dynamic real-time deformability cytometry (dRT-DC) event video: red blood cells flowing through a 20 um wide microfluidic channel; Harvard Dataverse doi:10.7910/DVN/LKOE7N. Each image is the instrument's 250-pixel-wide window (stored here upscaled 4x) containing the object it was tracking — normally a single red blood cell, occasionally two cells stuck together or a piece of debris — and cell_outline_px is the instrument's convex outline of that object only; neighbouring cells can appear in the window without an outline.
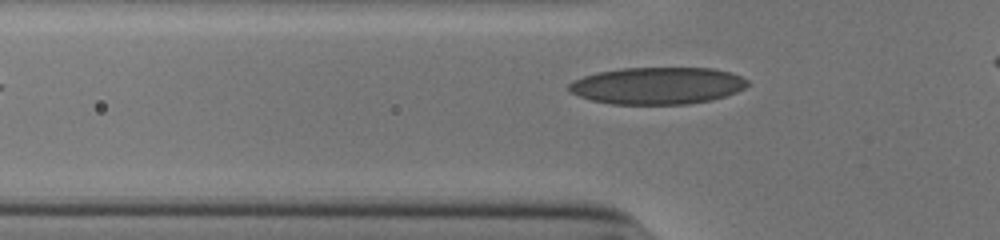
{"species": "human", "species_latin": "Homo sapiens", "temperature_condition": "cold", "stored_images_in_passage": 27, "camera_frame_rate_fps": 3000, "um_per_image_px": 0.085, "donor": {"sex": "male"}, "frame": {"image": 1, "passage_image": 2, "time_ms": 0.333, "image_size_px": [1000, 240], "cell_outline_px": [[748, 84], [744, 88], [736, 92], [712, 100], [688, 104], [612, 104], [592, 100], [580, 96], [572, 92], [568, 88], [568, 84], [584, 76], [596, 72], [620, 68], [712, 68], [732, 72], [748, 80]], "centroid_in_image_um": [55.9, 7.28], "position_along_channel_um": 69.9, "area_um2": 38.49}}
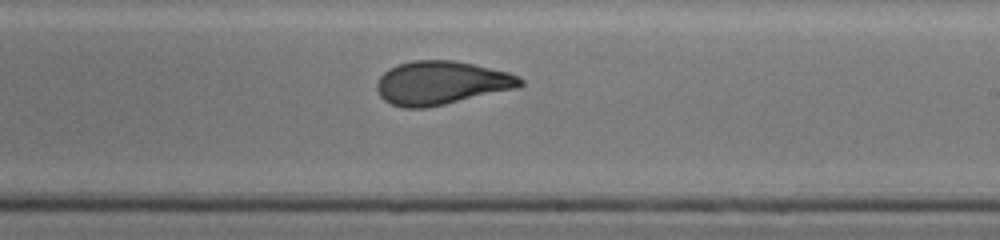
{"frame": {"image": 2, "passage_image": 16, "time_ms": 5.0, "image_size_px": [1000, 240], "cell_outline_px": [[524, 84], [520, 88], [444, 104], [424, 108], [404, 108], [392, 104], [384, 100], [380, 96], [376, 88], [376, 84], [380, 76], [388, 68], [412, 60], [452, 60], [472, 64], [508, 72], [520, 76], [524, 80]], "centroid_in_image_um": [37.53, 7.05], "position_along_channel_um": 251.5, "area_um2": 36.47}}
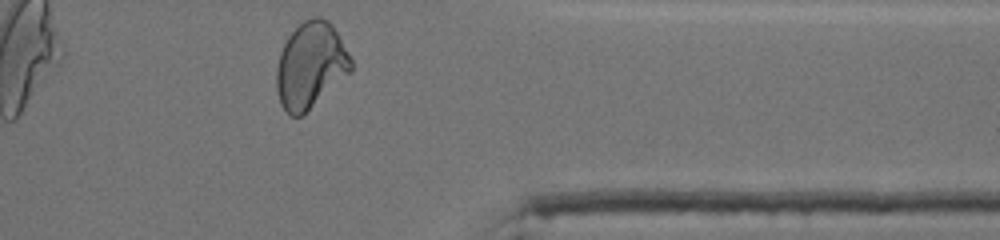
{"frame": {"image": 3, "passage_image": 27, "time_ms": 8.667, "image_size_px": [1000, 240], "cell_outline_px": [[352, 72], [300, 116], [288, 116], [280, 104], [276, 88], [276, 68], [280, 52], [288, 36], [304, 20], [316, 16], [320, 16], [328, 20], [332, 24], [348, 52], [352, 60]], "centroid_in_image_um": [26.39, 5.55], "position_along_channel_um": 385.0, "area_um2": 37.28}, "authors_computed_cell_mechanics": {"area_um2": 36.6452, "velocity_mm_per_s": 3.9089, "shape_relaxation_time_tau1_ms": 6.1373, "shape_relaxation_time_tau2_ms": 1.1942, "deformation_change_tau1": 0.1976, "deformation_change_tau2": 0.0663}}